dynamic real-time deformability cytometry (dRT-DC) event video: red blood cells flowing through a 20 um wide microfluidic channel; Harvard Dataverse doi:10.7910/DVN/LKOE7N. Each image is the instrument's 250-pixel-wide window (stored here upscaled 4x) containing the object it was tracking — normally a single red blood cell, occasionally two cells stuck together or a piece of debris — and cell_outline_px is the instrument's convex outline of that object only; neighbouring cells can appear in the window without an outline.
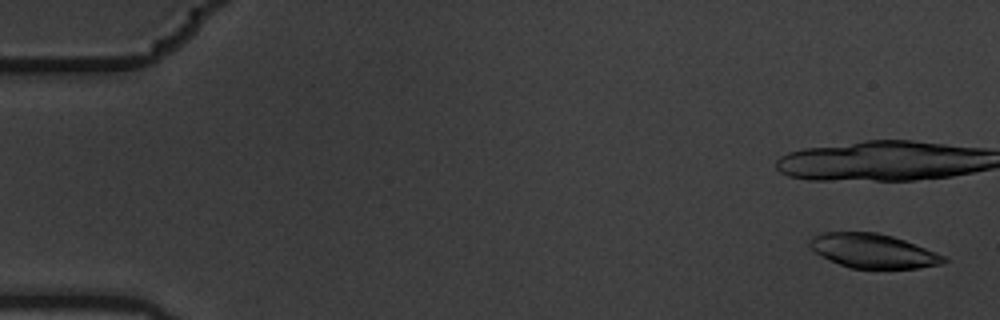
{"species": "common noctule bat (a hibernating species)", "species_latin": "Nyctalus noctula", "temperature_condition": "warm", "stored_images_in_passage": 6, "camera_frame_rate_fps": 3000, "um_per_image_px": 0.085, "animal": {"sex": "male", "body_mass_g": 19.5, "forearm_length_mm": 54.6}, "frame": {"image": 1, "passage_image": 1, "time_ms": 0.0, "image_size_px": [1000, 320], "cell_outline_px": [[948, 260], [940, 264], [920, 268], [852, 268], [840, 264], [816, 252], [808, 244], [808, 240], [812, 236], [824, 232], [876, 232], [892, 236], [904, 240], [936, 252], [944, 256]], "centroid_in_image_um": [74.21, 21.32], "position_along_channel_um": 10.8, "area_um2": 26.36}}